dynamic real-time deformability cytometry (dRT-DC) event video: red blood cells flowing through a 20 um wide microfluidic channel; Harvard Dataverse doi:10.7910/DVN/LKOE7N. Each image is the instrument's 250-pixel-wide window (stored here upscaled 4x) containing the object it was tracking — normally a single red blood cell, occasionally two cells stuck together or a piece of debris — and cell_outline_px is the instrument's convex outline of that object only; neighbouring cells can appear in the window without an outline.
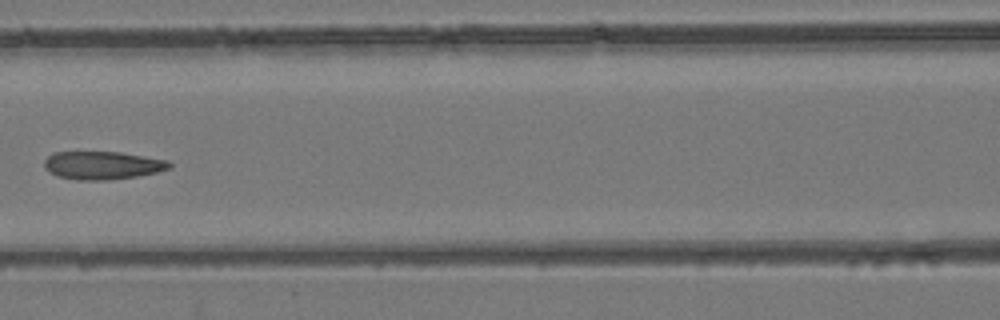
{"species": "common noctule bat (a hibernating species)", "species_latin": "Nyctalus noctula", "temperature_condition": "room temperature", "stored_images_in_passage": 8, "camera_frame_rate_fps": 3000, "um_per_image_px": 0.085, "animal": {"sex": "female", "body_mass_g": 24.6, "forearm_length_mm": 56.2}, "frame": {"image": 1, "passage_image": 8, "time_ms": 2.333, "image_size_px": [1000, 320], "cell_outline_px": [[172, 168], [156, 172], [136, 176], [108, 180], [80, 180], [56, 176], [48, 172], [44, 168], [44, 160], [48, 156], [56, 152], [120, 152], [168, 160], [172, 164]], "centroid_in_image_um": [8.7, 14.05], "position_along_channel_um": 157.9, "area_um2": 20.52}}